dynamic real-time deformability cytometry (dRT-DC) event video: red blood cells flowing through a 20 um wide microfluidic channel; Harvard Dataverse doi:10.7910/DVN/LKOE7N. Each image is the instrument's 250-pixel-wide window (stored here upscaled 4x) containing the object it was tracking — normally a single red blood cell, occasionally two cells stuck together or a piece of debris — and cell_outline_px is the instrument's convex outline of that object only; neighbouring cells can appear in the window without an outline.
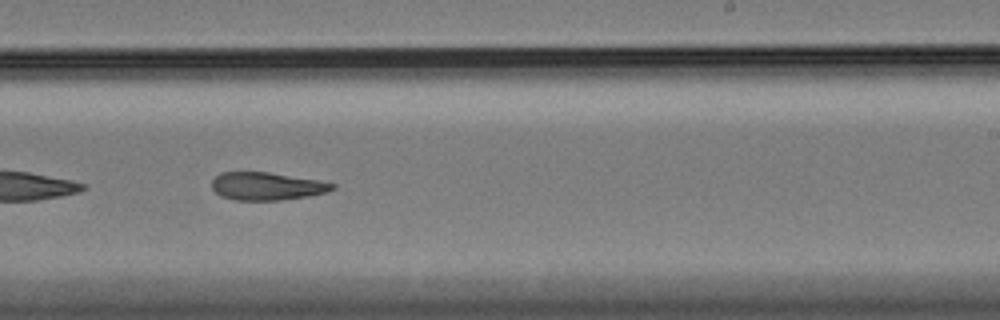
{"species": "Egyptian fruit bat (a non-hibernating species)", "species_latin": "Rousettus aegyptiacus", "temperature_condition": "cold", "stored_images_in_passage": 40, "camera_frame_rate_fps": 3000, "um_per_image_px": 0.085, "animal": {"sex": "female"}, "frame": {"image": 1, "passage_image": 18, "time_ms": 5.667, "image_size_px": [1000, 320], "cell_outline_px": [[336, 188], [328, 192], [308, 196], [280, 200], [236, 200], [220, 196], [212, 188], [212, 180], [220, 172], [268, 172], [316, 180], [336, 184]], "centroid_in_image_um": [22.67, 15.83], "position_along_channel_um": 266.3, "area_um2": 19.48}, "authors_computed_cell_mechanics": {"area_um2": 20.6635, "velocity_mm_per_s": 3.4279, "shape_relaxation_time_tau1_ms": null, "shape_relaxation_time_tau2_ms": 6.3357, "deformation_change_tau1": null, "deformation_change_tau2": 0.1402}}